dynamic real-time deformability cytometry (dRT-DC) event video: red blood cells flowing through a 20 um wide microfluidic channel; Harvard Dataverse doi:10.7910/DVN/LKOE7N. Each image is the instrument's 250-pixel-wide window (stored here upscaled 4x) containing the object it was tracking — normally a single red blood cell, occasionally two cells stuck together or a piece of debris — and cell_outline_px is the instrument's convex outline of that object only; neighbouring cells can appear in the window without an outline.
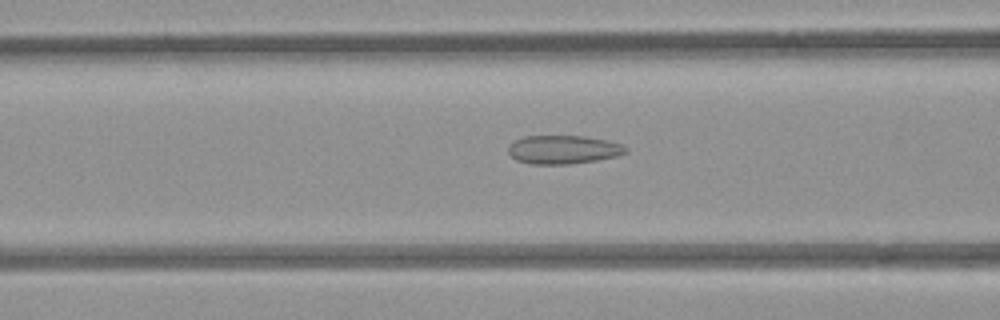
{"species": "common noctule bat (a hibernating species)", "species_latin": "Nyctalus noctula", "temperature_condition": "room temperature", "stored_images_in_passage": 38, "camera_frame_rate_fps": 3000, "um_per_image_px": 0.085, "animal": {"sex": "female", "body_mass_g": 21.9}, "frame": {"image": 1, "passage_image": 7, "time_ms": 2.0, "image_size_px": [1000, 320], "cell_outline_px": [[628, 152], [616, 156], [596, 160], [568, 164], [532, 164], [516, 160], [508, 152], [508, 148], [512, 140], [524, 136], [584, 136], [604, 140], [620, 144], [628, 148]], "centroid_in_image_um": [47.84, 12.71], "position_along_channel_um": 118.8, "area_um2": 19.48}}
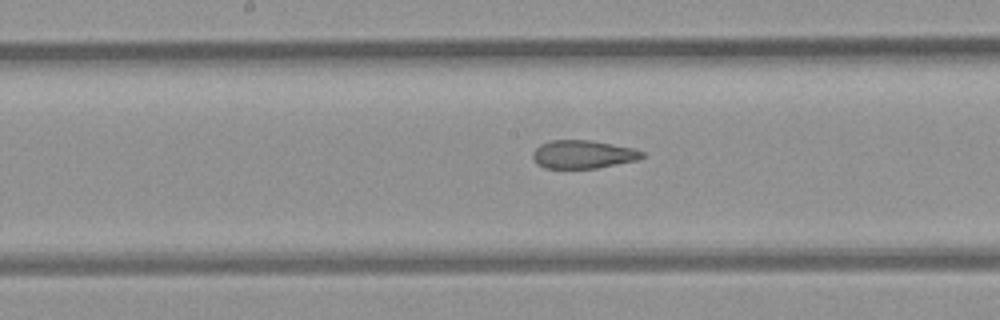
{"frame": {"image": 2, "passage_image": 13, "time_ms": 4.0, "image_size_px": [1000, 320], "cell_outline_px": [[644, 156], [636, 160], [596, 168], [544, 168], [536, 164], [532, 156], [532, 152], [540, 144], [552, 140], [592, 140], [632, 148], [644, 152]], "centroid_in_image_um": [49.51, 13.12], "position_along_channel_um": 198.7, "area_um2": 17.92}}
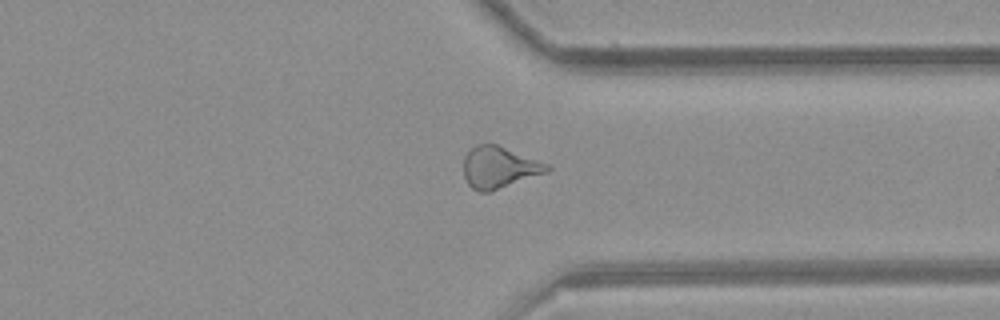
{"frame": {"image": 3, "passage_image": 26, "time_ms": 8.333, "image_size_px": [1000, 320], "cell_outline_px": [[552, 168], [548, 172], [492, 192], [480, 192], [472, 188], [468, 184], [464, 176], [464, 156], [476, 144], [496, 144], [548, 164]], "centroid_in_image_um": [42.43, 14.25], "position_along_channel_um": 369.0, "area_um2": 20.29}, "authors_computed_cell_mechanics": {"area_um2": 19.4497, "velocity_mm_per_s": 3.9717, "shape_relaxation_time_tau1_ms": null, "shape_relaxation_time_tau2_ms": 1.52, "deformation_change_tau1": null, "deformation_change_tau2": 0.0945}}